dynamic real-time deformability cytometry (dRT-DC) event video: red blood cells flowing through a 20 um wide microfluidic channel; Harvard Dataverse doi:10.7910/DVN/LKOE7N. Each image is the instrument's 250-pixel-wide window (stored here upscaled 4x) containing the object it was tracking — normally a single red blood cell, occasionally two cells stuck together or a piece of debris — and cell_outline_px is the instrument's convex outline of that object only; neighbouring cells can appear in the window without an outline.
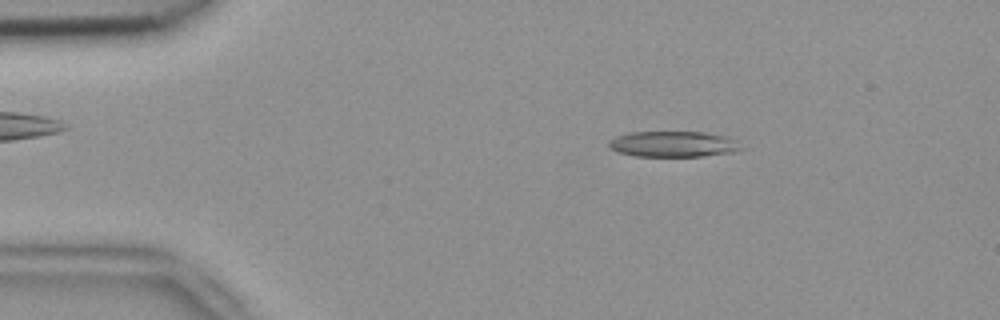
{"species": "common noctule bat (a hibernating species)", "species_latin": "Nyctalus noctula", "temperature_condition": "room temperature", "stored_images_in_passage": 45, "camera_frame_rate_fps": 3000, "um_per_image_px": 0.085, "animal": {"sex": "female", "body_mass_g": 18.4}, "frame": {"image": 1, "passage_image": 1, "time_ms": 0.0, "image_size_px": [1000, 320], "cell_outline_px": [[744, 148], [736, 152], [704, 156], [636, 156], [616, 152], [608, 148], [608, 144], [616, 136], [632, 132], [704, 132], [728, 136], [736, 140]], "centroid_in_image_um": [57.27, 12.25], "position_along_channel_um": 27.7, "area_um2": 20.06}}
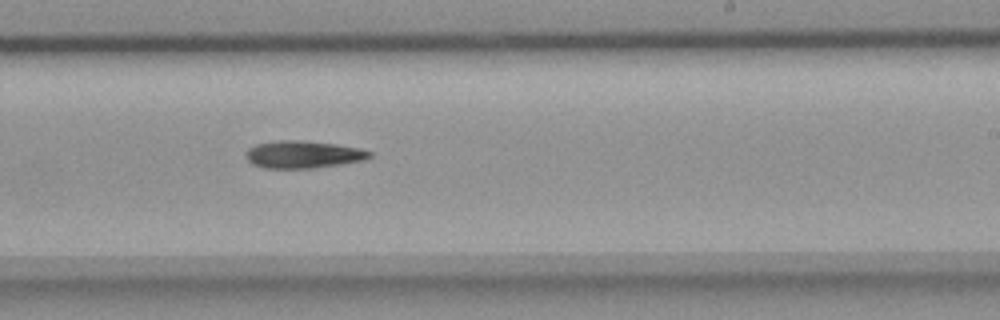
{"frame": {"image": 2, "passage_image": 24, "time_ms": 7.667, "image_size_px": [1000, 320], "cell_outline_px": [[372, 156], [364, 160], [316, 168], [264, 168], [252, 164], [244, 156], [244, 152], [248, 148], [256, 144], [276, 140], [300, 140], [336, 144], [360, 148], [372, 152]], "centroid_in_image_um": [25.73, 13.12], "position_along_channel_um": 263.3, "area_um2": 19.94}}
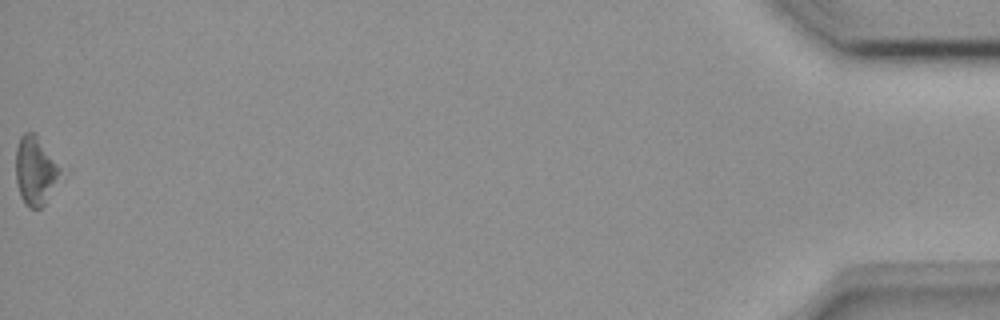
{"frame": {"image": 3, "passage_image": 45, "time_ms": 14.667, "image_size_px": [1000, 320], "cell_outline_px": [[60, 172], [44, 204], [40, 208], [28, 208], [24, 204], [20, 196], [16, 180], [16, 148], [20, 136], [24, 132], [36, 132], [60, 168]], "centroid_in_image_um": [2.95, 14.47], "position_along_channel_um": 432.3, "area_um2": 17.46}, "authors_computed_cell_mechanics": {"area_um2": 19.363, "velocity_mm_per_s": 3.831, "shape_relaxation_time_tau1_ms": 10.6077, "shape_relaxation_time_tau2_ms": null, "deformation_change_tau1": 0.1833, "deformation_change_tau2": null}}